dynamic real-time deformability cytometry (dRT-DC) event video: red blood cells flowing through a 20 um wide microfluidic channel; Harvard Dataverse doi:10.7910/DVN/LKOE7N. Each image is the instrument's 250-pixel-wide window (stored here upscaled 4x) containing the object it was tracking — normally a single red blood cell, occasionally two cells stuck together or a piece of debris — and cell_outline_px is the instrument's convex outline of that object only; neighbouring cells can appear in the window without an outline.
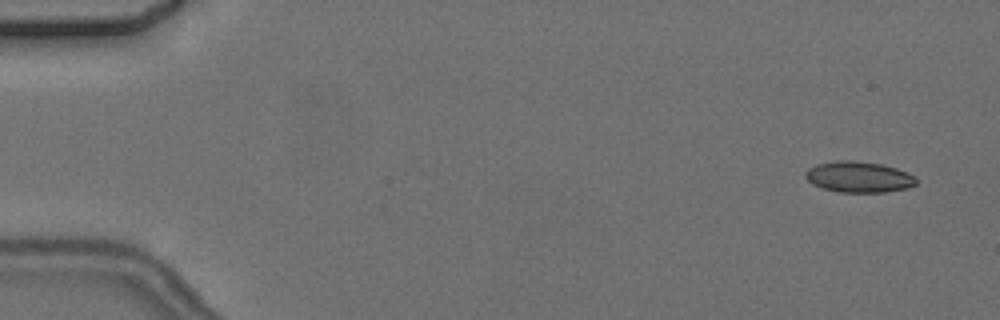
{"species": "common noctule bat (a hibernating species)", "species_latin": "Nyctalus noctula", "temperature_condition": "cold", "stored_images_in_passage": 5, "camera_frame_rate_fps": 3000, "um_per_image_px": 0.085, "animal": {"sex": "female", "body_mass_g": 24.6, "forearm_length_mm": 56.2}, "frame": {"image": 1, "passage_image": 1, "time_ms": 0.0, "image_size_px": [1000, 320], "cell_outline_px": [[916, 184], [908, 188], [884, 192], [840, 192], [824, 188], [812, 184], [804, 176], [804, 172], [808, 168], [816, 164], [840, 160], [852, 160], [880, 164], [896, 168], [908, 172], [916, 176]], "centroid_in_image_um": [72.99, 15.04], "position_along_channel_um": 12.0, "area_um2": 20.0}}